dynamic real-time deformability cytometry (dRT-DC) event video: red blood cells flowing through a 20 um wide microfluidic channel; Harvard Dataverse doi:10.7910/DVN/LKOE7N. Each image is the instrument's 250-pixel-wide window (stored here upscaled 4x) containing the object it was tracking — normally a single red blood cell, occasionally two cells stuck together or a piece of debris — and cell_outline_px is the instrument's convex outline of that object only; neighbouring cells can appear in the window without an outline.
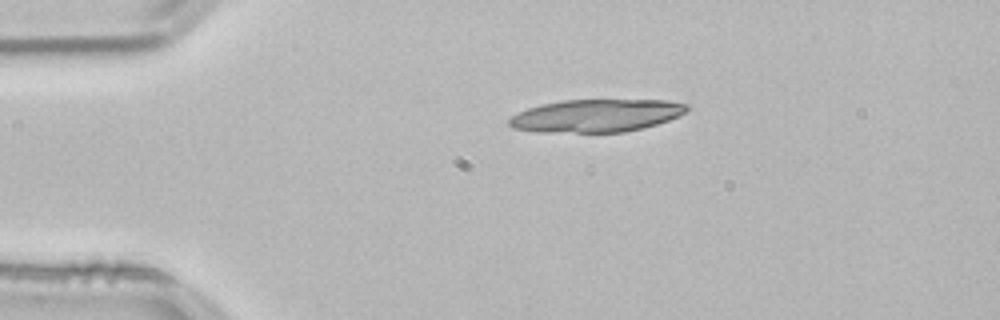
{"species": "common noctule bat (a hibernating species)", "species_latin": "Nyctalus noctula", "temperature_condition": "room temperature", "stored_images_in_passage": 42, "segment_of_instrument_passage": [1, 2], "camera_frame_rate_fps": 3000, "um_per_image_px": 0.085, "animal": {"sex": "male", "body_mass_g": 21.5, "forearm_length_mm": 52.0}, "frame": {"image": 1, "passage_image": 1, "time_ms": 0.0, "image_size_px": [1000, 320], "cell_outline_px": [[692, 104], [684, 112], [668, 120], [644, 128], [624, 132], [536, 132], [512, 128], [508, 124], [508, 120], [512, 116], [528, 108], [540, 104], [560, 100], [668, 100]], "centroid_in_image_um": [50.67, 9.82], "position_along_channel_um": 34.3, "area_um2": 34.04}}